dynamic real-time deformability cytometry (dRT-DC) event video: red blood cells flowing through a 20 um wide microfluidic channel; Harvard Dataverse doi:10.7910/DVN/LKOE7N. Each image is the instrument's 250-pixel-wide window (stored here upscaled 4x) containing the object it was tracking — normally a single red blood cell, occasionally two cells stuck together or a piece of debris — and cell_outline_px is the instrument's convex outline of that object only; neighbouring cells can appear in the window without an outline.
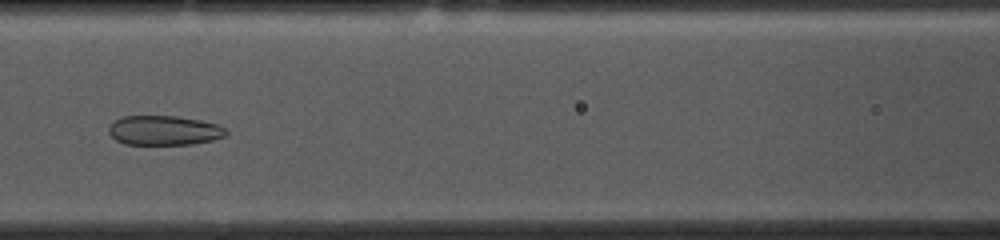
{"species": "common noctule bat (a hibernating species)", "species_latin": "Nyctalus noctula", "temperature_condition": "cold", "stored_images_in_passage": 51, "camera_frame_rate_fps": 3000, "um_per_image_px": 0.085, "animal": {"sex": "female", "body_mass_g": 10.0, "forearm_length_mm": 53.1}, "frame": {"image": 1, "passage_image": 20, "time_ms": 6.333, "image_size_px": [1000, 240], "cell_outline_px": [[228, 132], [224, 136], [212, 140], [192, 144], [124, 144], [116, 140], [108, 132], [108, 128], [116, 120], [124, 116], [176, 116], [200, 120], [220, 124]], "centroid_in_image_um": [13.96, 11.08], "position_along_channel_um": 152.6, "area_um2": 20.11}}
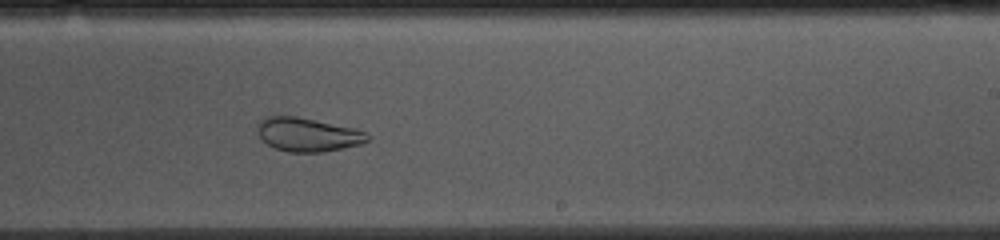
{"frame": {"image": 2, "passage_image": 29, "time_ms": 9.333, "image_size_px": [1000, 240], "cell_outline_px": [[368, 140], [360, 144], [320, 152], [288, 152], [276, 148], [260, 140], [260, 120], [264, 116], [296, 116], [352, 128], [364, 132], [368, 136]], "centroid_in_image_um": [26.12, 11.44], "position_along_channel_um": 262.9, "area_um2": 21.04}}
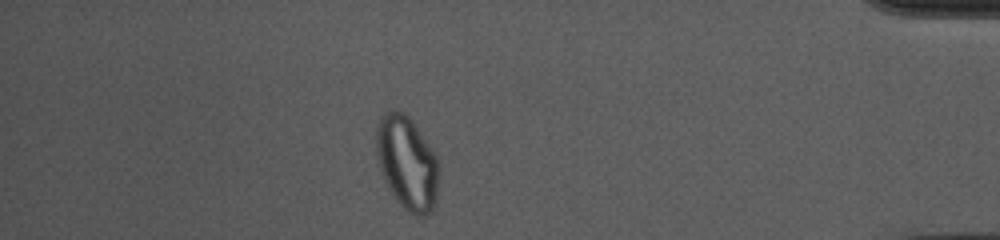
{"frame": {"image": 3, "passage_image": 44, "time_ms": 14.333, "image_size_px": [1000, 240], "cell_outline_px": [[440, 176], [436, 204], [424, 216], [416, 216], [408, 212], [400, 204], [388, 188], [384, 180], [376, 156], [376, 120], [384, 112], [404, 112], [412, 120], [440, 156]], "centroid_in_image_um": [34.65, 13.83], "position_along_channel_um": 400.6, "area_um2": 35.08}, "authors_computed_cell_mechanics": {"area_um2": 27.8018, "velocity_mm_per_s": 3.6862, "shape_relaxation_time_tau1_ms": null, "shape_relaxation_time_tau2_ms": 1.5507, "deformation_change_tau1": null, "deformation_change_tau2": 0.0547}}